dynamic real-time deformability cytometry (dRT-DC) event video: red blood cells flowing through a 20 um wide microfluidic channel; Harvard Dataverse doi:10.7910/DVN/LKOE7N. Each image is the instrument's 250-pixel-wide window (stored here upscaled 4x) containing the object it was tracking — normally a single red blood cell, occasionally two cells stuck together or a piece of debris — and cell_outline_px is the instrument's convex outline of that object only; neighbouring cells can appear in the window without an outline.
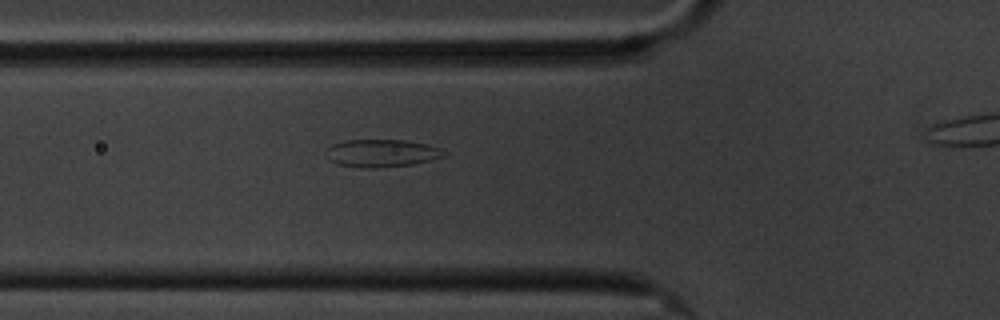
{"species": "common noctule bat (a hibernating species)", "species_latin": "Nyctalus noctula", "temperature_condition": "cold", "stored_images_in_passage": 6, "segment_of_instrument_passage": [1, 2], "camera_frame_rate_fps": 3000, "um_per_image_px": 0.085, "animal": {"sex": "male", "body_mass_g": 20.1, "forearm_length_mm": 53.5}, "frame": {"image": 1, "passage_image": 5, "time_ms": 4.667, "image_size_px": [1000, 320], "cell_outline_px": [[448, 152], [444, 156], [412, 164], [376, 168], [360, 168], [336, 164], [328, 160], [324, 152], [332, 144], [344, 140], [404, 140], [428, 144], [440, 148]], "centroid_in_image_um": [32.39, 13.02], "position_along_channel_um": 93.4, "area_um2": 19.19}}